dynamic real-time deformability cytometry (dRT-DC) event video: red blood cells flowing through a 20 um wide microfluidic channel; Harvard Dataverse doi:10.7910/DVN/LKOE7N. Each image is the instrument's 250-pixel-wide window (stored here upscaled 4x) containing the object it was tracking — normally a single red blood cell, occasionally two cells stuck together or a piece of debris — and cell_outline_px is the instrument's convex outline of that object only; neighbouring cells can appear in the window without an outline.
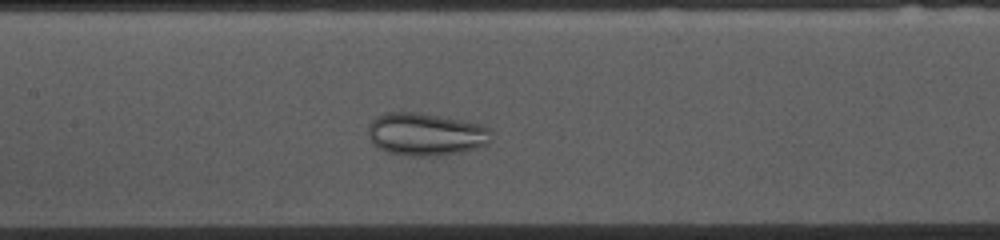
{"species": "common noctule bat (a hibernating species)", "species_latin": "Nyctalus noctula", "temperature_condition": "cold", "stored_images_in_passage": 42, "camera_frame_rate_fps": 3000, "um_per_image_px": 0.085, "animal": {"sex": "female", "body_mass_g": 10.0, "forearm_length_mm": 53.1}, "frame": {"image": 1, "passage_image": 20, "time_ms": 6.333, "image_size_px": [1000, 240], "cell_outline_px": [[492, 140], [488, 144], [464, 152], [440, 156], [408, 156], [388, 152], [372, 144], [368, 136], [368, 124], [376, 116], [388, 112], [416, 112], [440, 116], [480, 124], [488, 128]], "centroid_in_image_um": [36.17, 11.42], "position_along_channel_um": 171.2, "area_um2": 30.87}}
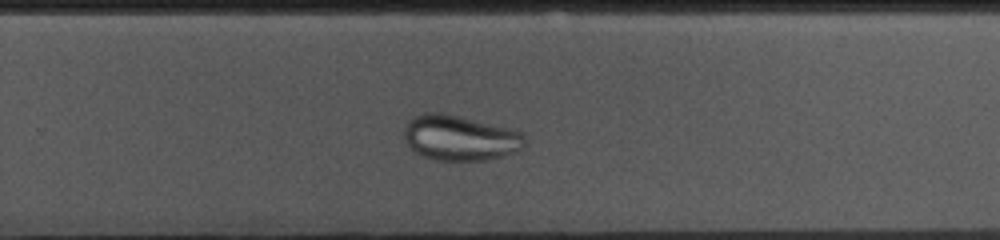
{"frame": {"image": 2, "passage_image": 30, "time_ms": 9.667, "image_size_px": [1000, 240], "cell_outline_px": [[524, 144], [516, 152], [504, 156], [484, 160], [436, 160], [420, 156], [404, 140], [404, 128], [408, 120], [412, 116], [424, 112], [440, 112], [508, 128], [520, 132], [524, 136]], "centroid_in_image_um": [39.04, 11.72], "position_along_channel_um": 290.8, "area_um2": 31.67}}
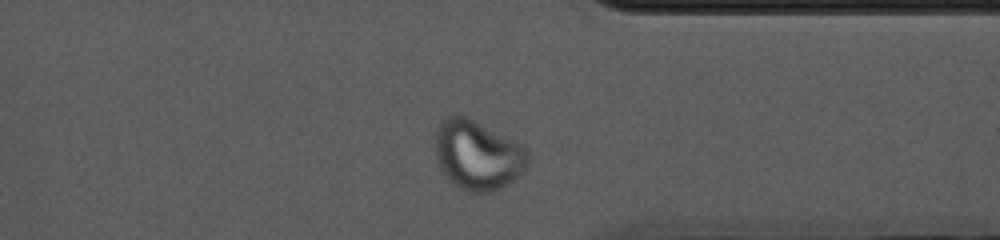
{"frame": {"image": 3, "passage_image": 37, "time_ms": 12.0, "image_size_px": [1000, 240], "cell_outline_px": [[528, 164], [508, 184], [500, 188], [488, 192], [472, 192], [460, 188], [448, 180], [440, 168], [436, 160], [436, 128], [440, 120], [444, 116], [464, 116], [476, 120], [524, 144], [528, 148]], "centroid_in_image_um": [40.59, 13.14], "position_along_channel_um": 370.8, "area_um2": 37.8}}